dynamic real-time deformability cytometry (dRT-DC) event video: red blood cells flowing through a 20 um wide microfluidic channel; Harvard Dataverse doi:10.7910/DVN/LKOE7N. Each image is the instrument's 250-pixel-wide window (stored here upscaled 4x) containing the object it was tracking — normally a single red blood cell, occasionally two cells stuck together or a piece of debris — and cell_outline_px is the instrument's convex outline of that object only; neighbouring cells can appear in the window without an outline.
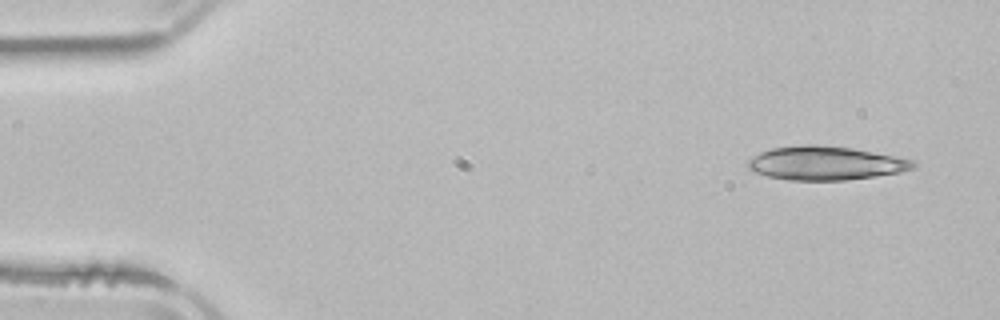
{"species": "common noctule bat (a hibernating species)", "species_latin": "Nyctalus noctula", "temperature_condition": "room temperature", "stored_images_in_passage": 4, "camera_frame_rate_fps": 3000, "um_per_image_px": 0.085, "animal": {"sex": "male", "body_mass_g": 21.5, "forearm_length_mm": 52.0}, "frame": {"image": 1, "passage_image": 1, "time_ms": 0.0, "image_size_px": [1000, 320], "cell_outline_px": [[916, 168], [900, 172], [876, 176], [844, 180], [788, 180], [768, 176], [752, 172], [748, 168], [748, 160], [760, 152], [772, 148], [804, 144], [816, 144], [852, 148], [896, 156], [916, 160]], "centroid_in_image_um": [70.19, 13.86], "position_along_channel_um": 14.8, "area_um2": 32.66}}